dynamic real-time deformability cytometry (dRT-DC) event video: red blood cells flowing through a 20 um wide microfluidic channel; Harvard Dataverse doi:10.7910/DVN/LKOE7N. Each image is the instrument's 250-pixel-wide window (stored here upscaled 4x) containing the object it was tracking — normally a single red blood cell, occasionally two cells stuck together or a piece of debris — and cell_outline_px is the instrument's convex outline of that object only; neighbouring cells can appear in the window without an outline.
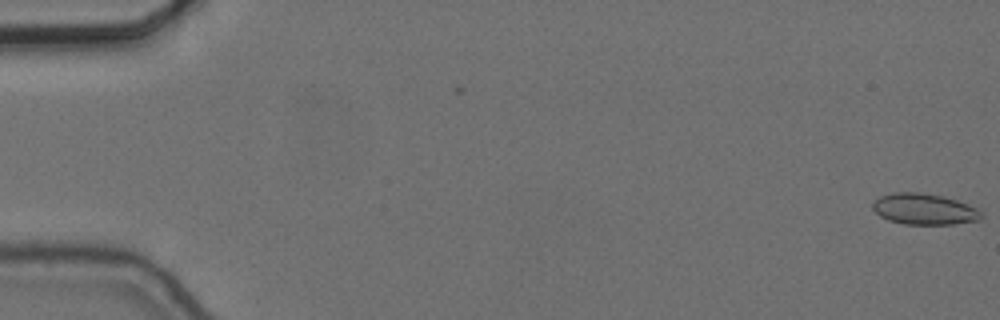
{"species": "common noctule bat (a hibernating species)", "species_latin": "Nyctalus noctula", "temperature_condition": "cold", "stored_images_in_passage": 18, "camera_frame_rate_fps": 3000, "um_per_image_px": 0.085, "animal": {"sex": "female", "body_mass_g": 24.6, "forearm_length_mm": 56.2}, "frame": {"image": 1, "passage_image": 1, "time_ms": 0.0, "image_size_px": [1000, 320], "cell_outline_px": [[984, 216], [980, 220], [952, 224], [904, 224], [888, 220], [880, 216], [872, 208], [872, 204], [880, 196], [892, 192], [916, 192], [940, 196], [956, 200], [976, 208], [984, 212]], "centroid_in_image_um": [78.56, 17.78], "position_along_channel_um": 6.4, "area_um2": 19.59}}
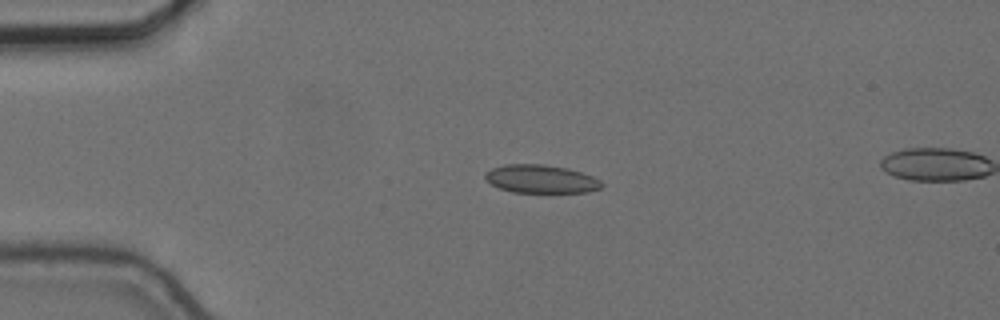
{"frame": {"image": 2, "passage_image": 14, "time_ms": 4.333, "image_size_px": [1000, 320], "cell_outline_px": [[604, 184], [600, 188], [588, 192], [512, 192], [500, 188], [492, 184], [484, 176], [484, 172], [492, 168], [504, 164], [544, 164], [568, 168], [592, 176], [600, 180]], "centroid_in_image_um": [45.98, 15.2], "position_along_channel_um": 39.0, "area_um2": 19.13}}